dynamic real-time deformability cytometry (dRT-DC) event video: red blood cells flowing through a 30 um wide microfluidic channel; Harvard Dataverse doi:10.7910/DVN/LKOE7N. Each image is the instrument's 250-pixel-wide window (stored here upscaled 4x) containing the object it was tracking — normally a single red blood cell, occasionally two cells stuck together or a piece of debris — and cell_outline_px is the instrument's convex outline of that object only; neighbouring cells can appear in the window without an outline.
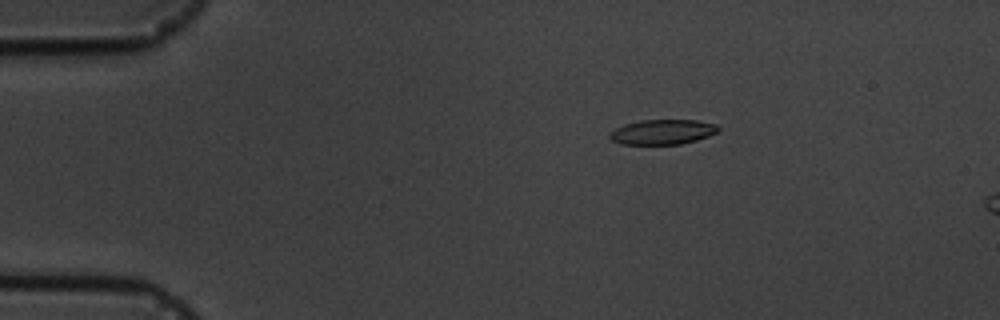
{"species": "common noctule bat (a hibernating species)", "species_latin": "Nyctalus noctula", "temperature_condition": "cold", "stored_images_in_passage": 5, "camera_frame_rate_fps": 3000, "um_per_image_px": 0.085, "animal": {"sex": "male", "body_mass_g": 19.5, "forearm_length_mm": 54.6}, "frame": {"image": 1, "passage_image": 3, "time_ms": 2.333, "image_size_px": [1000, 320], "cell_outline_px": [[720, 128], [716, 132], [708, 136], [696, 140], [680, 144], [620, 144], [612, 140], [608, 136], [608, 132], [624, 124], [640, 120], [696, 120], [716, 124]], "centroid_in_image_um": [56.28, 11.21], "position_along_channel_um": 28.7, "area_um2": 15.78}}